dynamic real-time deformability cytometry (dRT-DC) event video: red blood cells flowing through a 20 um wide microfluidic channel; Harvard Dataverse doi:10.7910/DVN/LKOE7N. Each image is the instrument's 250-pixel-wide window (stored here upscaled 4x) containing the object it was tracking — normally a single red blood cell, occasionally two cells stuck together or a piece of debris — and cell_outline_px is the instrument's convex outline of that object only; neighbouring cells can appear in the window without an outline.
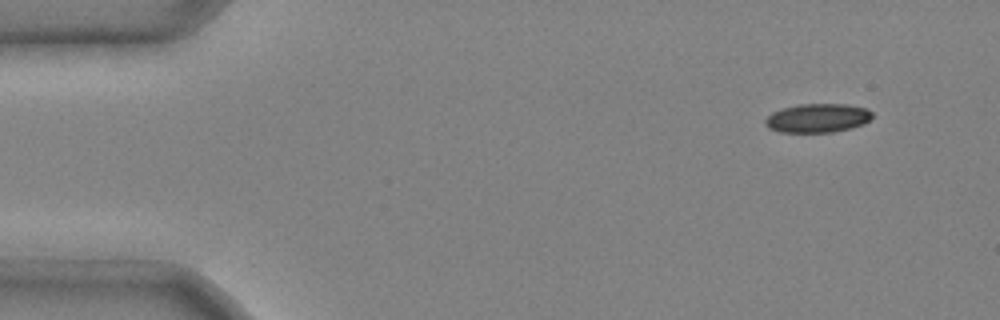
{"species": "common noctule bat (a hibernating species)", "species_latin": "Nyctalus noctula", "temperature_condition": "cold", "stored_images_in_passage": 6, "camera_frame_rate_fps": 3000, "um_per_image_px": 0.085, "animal": {"sex": "male", "body_mass_g": 20.4}, "frame": {"image": 1, "passage_image": 1, "time_ms": 0.0, "image_size_px": [1000, 320], "cell_outline_px": [[872, 116], [864, 124], [852, 128], [832, 132], [780, 132], [768, 128], [764, 124], [764, 120], [772, 112], [784, 108], [800, 104], [848, 104], [868, 108], [872, 112]], "centroid_in_image_um": [69.5, 10.03], "position_along_channel_um": 15.5, "area_um2": 18.09}}
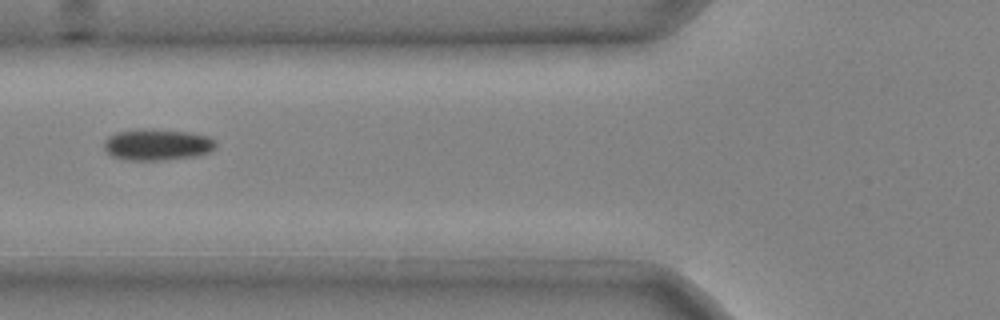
{"frame": {"image": 2, "passage_image": 5, "time_ms": 1.333, "image_size_px": [1000, 320], "cell_outline_px": [[216, 148], [212, 152], [196, 156], [160, 160], [124, 160], [112, 156], [104, 148], [104, 140], [108, 136], [116, 132], [152, 128], [188, 132], [208, 136], [216, 140]], "centroid_in_image_um": [13.39, 12.29], "position_along_channel_um": 112.4, "area_um2": 20.63}}
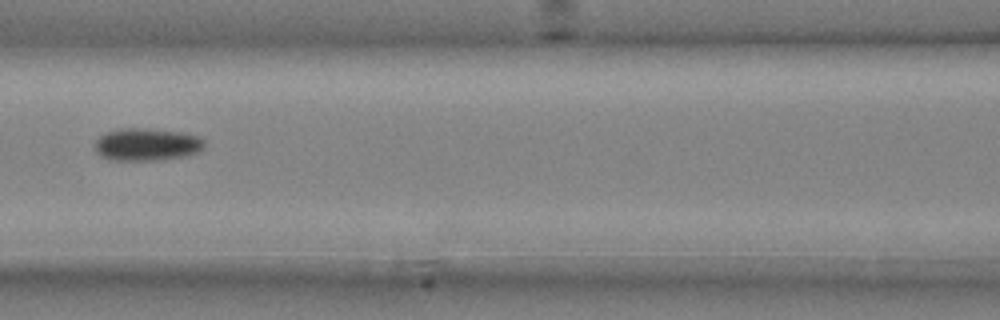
{"frame": {"image": 3, "passage_image": 6, "time_ms": 1.667, "image_size_px": [1000, 320], "cell_outline_px": [[204, 148], [200, 152], [188, 156], [160, 160], [108, 160], [100, 156], [96, 152], [96, 140], [104, 132], [120, 128], [148, 128], [180, 132], [200, 136], [204, 140]], "centroid_in_image_um": [12.5, 12.28], "position_along_channel_um": 154.1, "area_um2": 21.15}}